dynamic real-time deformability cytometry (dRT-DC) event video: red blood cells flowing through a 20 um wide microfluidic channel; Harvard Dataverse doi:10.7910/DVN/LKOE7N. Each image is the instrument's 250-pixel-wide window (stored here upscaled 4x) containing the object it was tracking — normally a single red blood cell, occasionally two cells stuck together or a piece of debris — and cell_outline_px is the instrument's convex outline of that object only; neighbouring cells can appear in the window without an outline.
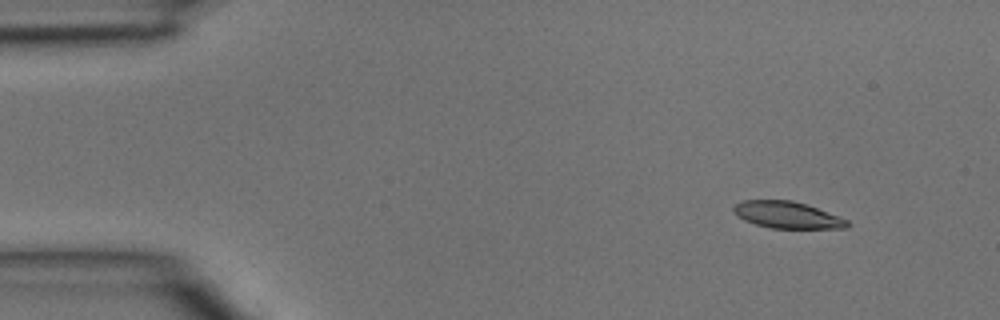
{"species": "common noctule bat (a hibernating species)", "species_latin": "Nyctalus noctula", "temperature_condition": "room temperature", "stored_images_in_passage": 4, "camera_frame_rate_fps": 3000, "um_per_image_px": 0.085, "animal": {"sex": "male", "body_mass_g": 15.6}, "frame": {"image": 1, "passage_image": 2, "time_ms": 0.333, "image_size_px": [1000, 320], "cell_outline_px": [[852, 224], [848, 228], [772, 228], [756, 224], [744, 220], [732, 208], [736, 204], [744, 200], [792, 200], [808, 204], [840, 216], [848, 220]], "centroid_in_image_um": [67.0, 18.26], "position_along_channel_um": 18.0, "area_um2": 17.74}}
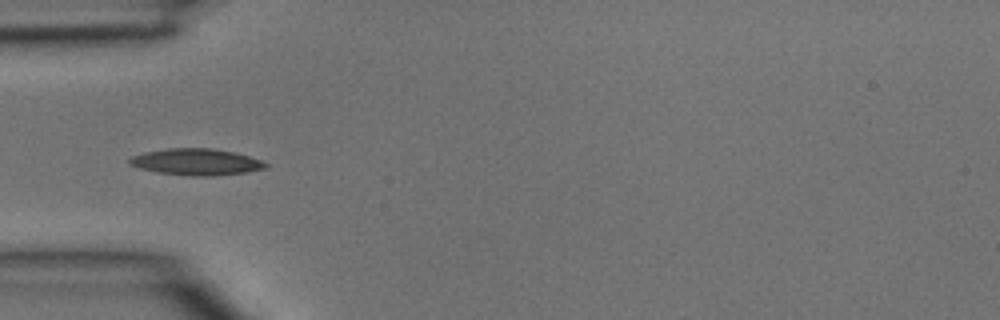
{"frame": {"image": 2, "passage_image": 4, "time_ms": 1.0, "image_size_px": [1000, 320], "cell_outline_px": [[268, 168], [244, 172], [212, 176], [192, 176], [156, 172], [140, 168], [128, 164], [128, 160], [132, 156], [144, 152], [168, 148], [212, 148], [232, 152], [248, 156], [260, 160], [268, 164]], "centroid_in_image_um": [16.65, 13.76], "position_along_channel_um": 68.3, "area_um2": 20.92}}